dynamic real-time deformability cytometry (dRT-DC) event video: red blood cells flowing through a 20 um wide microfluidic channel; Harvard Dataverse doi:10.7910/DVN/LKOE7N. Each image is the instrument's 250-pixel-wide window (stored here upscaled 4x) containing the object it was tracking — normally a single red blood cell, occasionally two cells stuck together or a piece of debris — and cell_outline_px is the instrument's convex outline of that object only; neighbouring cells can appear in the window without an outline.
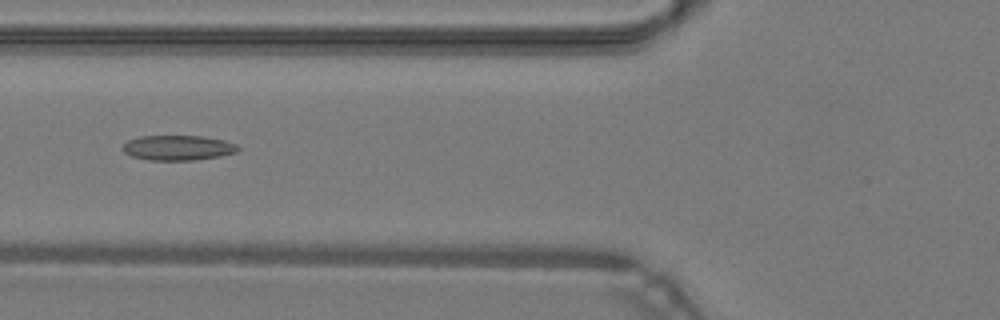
{"species": "common noctule bat (a hibernating species)", "species_latin": "Nyctalus noctula", "temperature_condition": "warm", "stored_images_in_passage": 46, "camera_frame_rate_fps": 3000, "um_per_image_px": 0.085, "animal": {"sex": "male", "body_mass_g": 19.2, "forearm_length_mm": 51.8}, "frame": {"image": 1, "passage_image": 17, "time_ms": 5.333, "image_size_px": [1000, 320], "cell_outline_px": [[240, 148], [236, 152], [196, 160], [148, 160], [132, 156], [124, 152], [120, 148], [128, 140], [140, 136], [200, 136], [224, 140], [236, 144]], "centroid_in_image_um": [15.08, 12.56], "position_along_channel_um": 110.7, "area_um2": 16.7}}
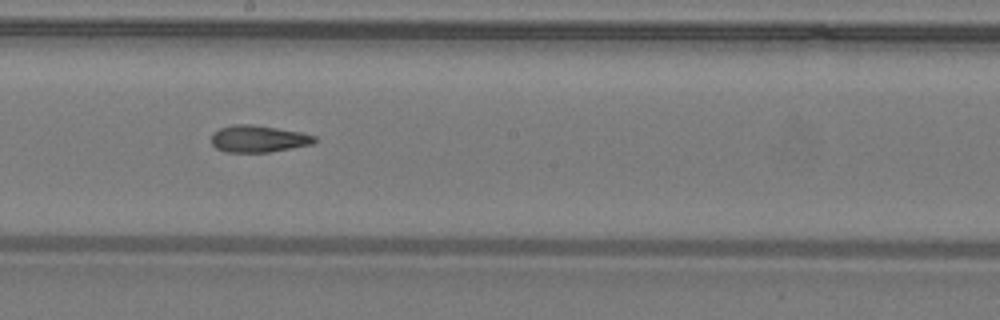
{"frame": {"image": 2, "passage_image": 25, "time_ms": 8.0, "image_size_px": [1000, 320], "cell_outline_px": [[316, 140], [312, 144], [292, 148], [268, 152], [224, 152], [216, 148], [212, 144], [212, 132], [220, 128], [232, 124], [252, 124], [304, 132], [316, 136]], "centroid_in_image_um": [21.96, 11.79], "position_along_channel_um": 226.2, "area_um2": 16.36}}
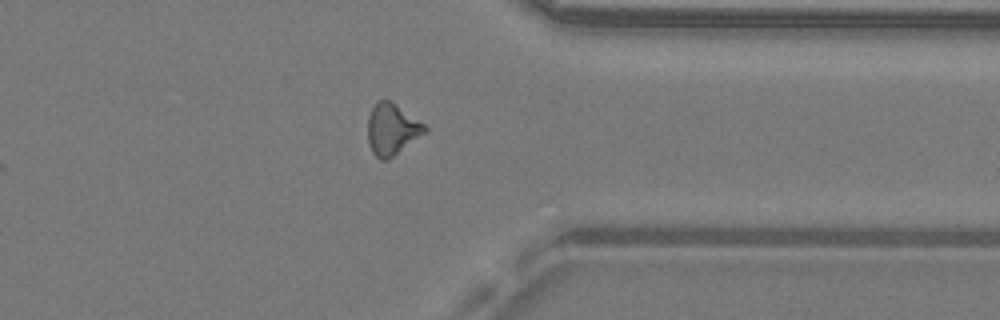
{"frame": {"image": 3, "passage_image": 36, "time_ms": 11.667, "image_size_px": [1000, 320], "cell_outline_px": [[428, 132], [388, 160], [380, 160], [372, 152], [368, 144], [368, 116], [372, 108], [380, 100], [388, 100], [396, 104], [424, 124], [428, 128]], "centroid_in_image_um": [33.33, 11.02], "position_along_channel_um": 378.1, "area_um2": 17.11}, "authors_computed_cell_mechanics": {"area_um2": 16.762, "velocity_mm_per_s": 4.33, "shape_relaxation_time_tau1_ms": null, "shape_relaxation_time_tau2_ms": 5.848, "deformation_change_tau1": null, "deformation_change_tau2": 0.1384}}